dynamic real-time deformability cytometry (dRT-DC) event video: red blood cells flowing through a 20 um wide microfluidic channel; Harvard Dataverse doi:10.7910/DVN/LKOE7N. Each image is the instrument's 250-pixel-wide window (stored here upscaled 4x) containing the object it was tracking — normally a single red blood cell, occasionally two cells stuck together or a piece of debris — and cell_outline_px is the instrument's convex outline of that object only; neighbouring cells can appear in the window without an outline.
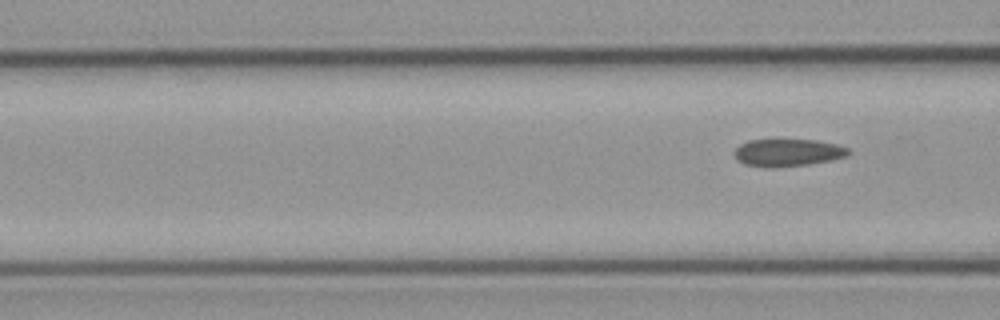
{"species": "common noctule bat (a hibernating species)", "species_latin": "Nyctalus noctula", "temperature_condition": "cold", "stored_images_in_passage": 4, "camera_frame_rate_fps": 3000, "um_per_image_px": 0.085, "animal": {"sex": "male", "body_mass_g": 23.1, "forearm_length_mm": 52.7}, "frame": {"image": 1, "passage_image": 4, "time_ms": 7.0, "image_size_px": [1000, 320], "cell_outline_px": [[852, 152], [848, 156], [832, 160], [808, 164], [772, 168], [744, 164], [736, 160], [732, 152], [740, 144], [748, 140], [816, 140], [836, 144], [848, 148]], "centroid_in_image_um": [66.95, 12.98], "position_along_channel_um": 99.7, "area_um2": 18.38}}